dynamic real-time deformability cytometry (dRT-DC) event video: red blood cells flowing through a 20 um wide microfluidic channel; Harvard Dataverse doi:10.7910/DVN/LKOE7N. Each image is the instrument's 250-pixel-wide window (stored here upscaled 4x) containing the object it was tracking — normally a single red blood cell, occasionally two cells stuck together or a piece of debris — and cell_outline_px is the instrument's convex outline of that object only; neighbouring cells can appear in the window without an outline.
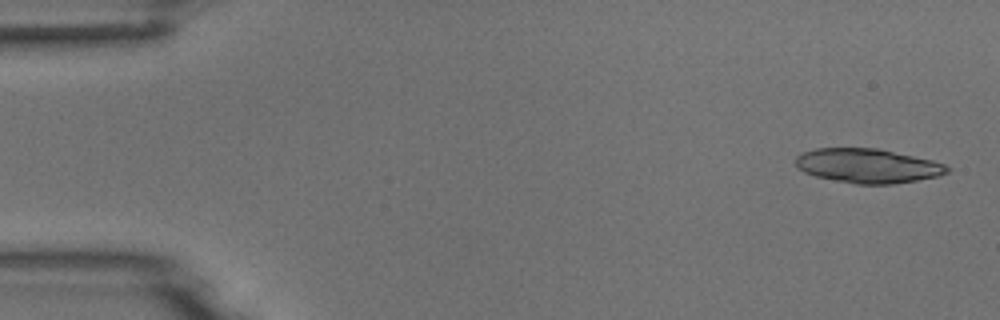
{"species": "common noctule bat (a hibernating species)", "species_latin": "Nyctalus noctula", "temperature_condition": "room temperature", "stored_images_in_passage": 7, "camera_frame_rate_fps": 3000, "um_per_image_px": 0.085, "animal": {"sex": "male", "body_mass_g": 18.8}, "frame": {"image": 1, "passage_image": 1, "time_ms": 0.0, "image_size_px": [1000, 320], "cell_outline_px": [[952, 168], [948, 172], [940, 176], [892, 184], [856, 184], [816, 176], [804, 172], [796, 164], [796, 156], [800, 152], [816, 148], [876, 148], [932, 160], [944, 164]], "centroid_in_image_um": [73.77, 14.09], "position_along_channel_um": 11.2, "area_um2": 30.17}}